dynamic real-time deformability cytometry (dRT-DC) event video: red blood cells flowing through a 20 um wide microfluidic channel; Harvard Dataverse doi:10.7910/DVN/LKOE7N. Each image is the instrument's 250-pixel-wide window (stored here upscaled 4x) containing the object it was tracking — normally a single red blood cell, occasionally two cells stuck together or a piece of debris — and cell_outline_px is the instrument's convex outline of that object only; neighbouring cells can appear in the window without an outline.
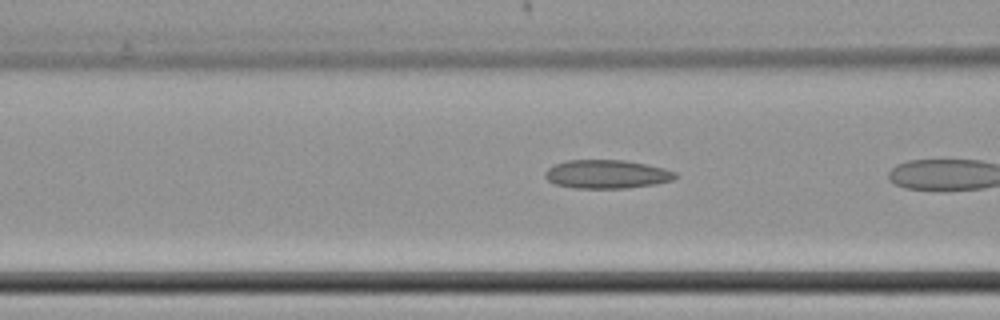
{"species": "common noctule bat (a hibernating species)", "species_latin": "Nyctalus noctula", "temperature_condition": "cold", "stored_images_in_passage": 6, "camera_frame_rate_fps": 3000, "um_per_image_px": 0.085, "animal": {"sex": "female", "body_mass_g": 22.7, "forearm_length_mm": 54.2}, "frame": {"image": 1, "passage_image": 5, "time_ms": 1.333, "image_size_px": [1000, 320], "cell_outline_px": [[676, 176], [672, 180], [656, 184], [628, 188], [572, 188], [556, 184], [548, 180], [544, 176], [544, 172], [548, 168], [556, 164], [568, 160], [624, 160], [664, 168], [676, 172]], "centroid_in_image_um": [51.56, 14.81], "position_along_channel_um": 115.0, "area_um2": 21.62}}